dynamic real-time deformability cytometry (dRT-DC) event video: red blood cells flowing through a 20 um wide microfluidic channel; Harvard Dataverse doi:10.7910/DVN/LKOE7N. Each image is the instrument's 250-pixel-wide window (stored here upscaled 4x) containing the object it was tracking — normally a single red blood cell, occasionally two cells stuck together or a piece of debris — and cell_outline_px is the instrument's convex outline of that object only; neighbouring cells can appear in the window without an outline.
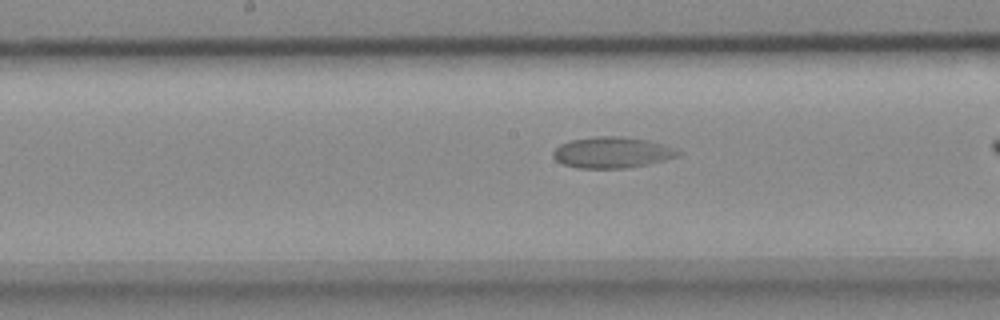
{"species": "common noctule bat (a hibernating species)", "species_latin": "Nyctalus noctula", "temperature_condition": "cold", "stored_images_in_passage": 27, "camera_frame_rate_fps": 3000, "um_per_image_px": 0.085, "animal": {"sex": "female", "body_mass_g": 18.4}, "frame": {"image": 1, "passage_image": 12, "time_ms": 3.667, "image_size_px": [1000, 320], "cell_outline_px": [[680, 156], [648, 164], [628, 168], [576, 168], [564, 164], [556, 160], [552, 156], [552, 152], [560, 144], [572, 140], [596, 136], [620, 136], [648, 140], [664, 144], [676, 148], [680, 152]], "centroid_in_image_um": [52.04, 12.96], "position_along_channel_um": 196.2, "area_um2": 22.72}}
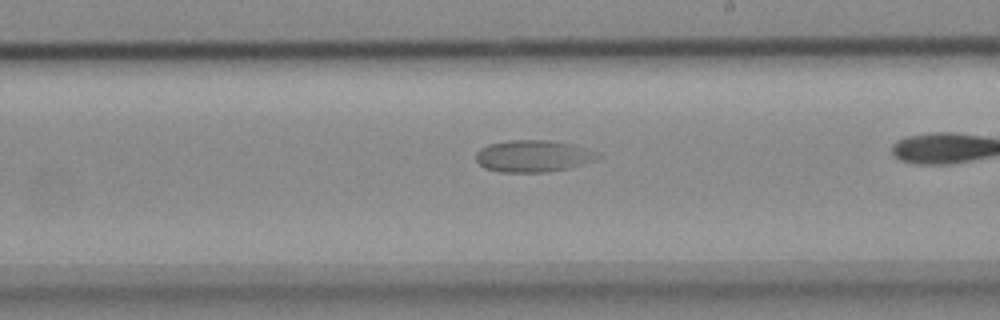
{"frame": {"image": 2, "passage_image": 16, "time_ms": 5.0, "image_size_px": [1000, 320], "cell_outline_px": [[604, 156], [596, 160], [568, 168], [548, 172], [500, 172], [484, 168], [476, 160], [476, 152], [480, 148], [488, 144], [512, 140], [548, 140], [572, 144], [596, 152]], "centroid_in_image_um": [45.32, 13.27], "position_along_channel_um": 243.7, "area_um2": 22.66}}
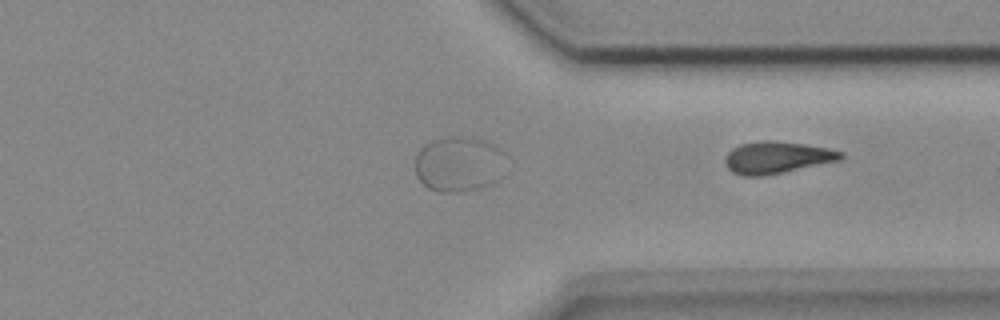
{"frame": {"image": 3, "passage_image": 27, "time_ms": 8.667, "image_size_px": [1000, 320], "cell_outline_px": [[844, 156], [840, 160], [784, 172], [764, 176], [744, 176], [732, 172], [728, 168], [724, 160], [728, 152], [732, 148], [740, 144], [760, 140], [772, 140], [828, 148], [844, 152]], "centroid_in_image_um": [66.02, 13.39], "position_along_channel_um": 345.4, "area_um2": 21.5}}